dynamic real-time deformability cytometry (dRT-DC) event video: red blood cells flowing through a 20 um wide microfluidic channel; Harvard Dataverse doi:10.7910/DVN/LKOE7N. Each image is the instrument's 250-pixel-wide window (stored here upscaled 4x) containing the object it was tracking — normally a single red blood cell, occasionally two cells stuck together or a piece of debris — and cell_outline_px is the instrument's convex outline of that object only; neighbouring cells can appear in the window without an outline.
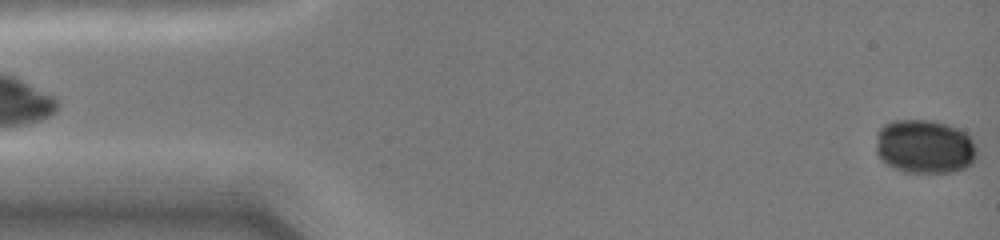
{"species": "common noctule bat (a hibernating species)", "species_latin": "Nyctalus noctula", "temperature_condition": "cold", "stored_images_in_passage": 5, "camera_frame_rate_fps": 3000, "um_per_image_px": 0.085, "animal": {"sex": "female", "body_mass_g": 19.0, "forearm_length_mm": 51.5}, "frame": {"image": 1, "passage_image": 5, "time_ms": 4.333, "image_size_px": [1000, 240], "cell_outline_px": [[980, 156], [972, 164], [956, 172], [904, 172], [888, 164], [876, 152], [876, 132], [884, 124], [892, 120], [932, 120], [948, 124], [972, 136], [976, 144]], "centroid_in_image_um": [78.66, 12.45], "position_along_channel_um": 6.3, "area_um2": 32.25}}